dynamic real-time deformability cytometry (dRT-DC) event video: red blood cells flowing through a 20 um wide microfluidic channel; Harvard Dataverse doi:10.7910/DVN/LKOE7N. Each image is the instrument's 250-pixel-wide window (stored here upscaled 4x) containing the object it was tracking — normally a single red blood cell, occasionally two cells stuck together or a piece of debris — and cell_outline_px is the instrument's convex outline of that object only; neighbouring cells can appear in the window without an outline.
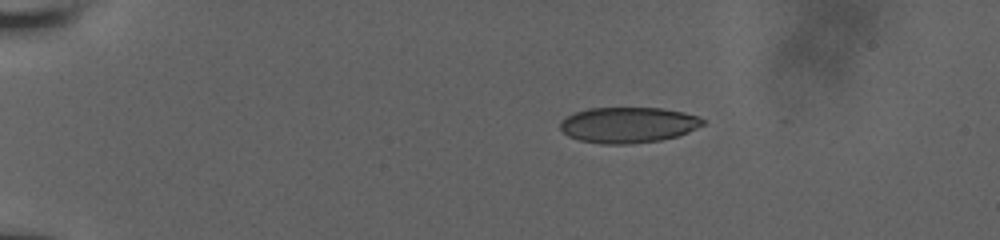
{"species": "human", "species_latin": "Homo sapiens", "temperature_condition": "room temperature", "stored_images_in_passage": 15, "camera_frame_rate_fps": 3000, "um_per_image_px": 0.085, "donor": {"sex": "male"}, "frame": {"image": 1, "passage_image": 1, "time_ms": 0.0, "image_size_px": [1000, 240], "cell_outline_px": [[704, 124], [688, 132], [676, 136], [660, 140], [628, 144], [600, 144], [580, 140], [568, 136], [560, 128], [560, 124], [568, 116], [576, 112], [588, 108], [660, 108], [684, 112], [700, 116], [704, 120]], "centroid_in_image_um": [53.41, 10.62], "position_along_channel_um": 31.6, "area_um2": 29.54}}
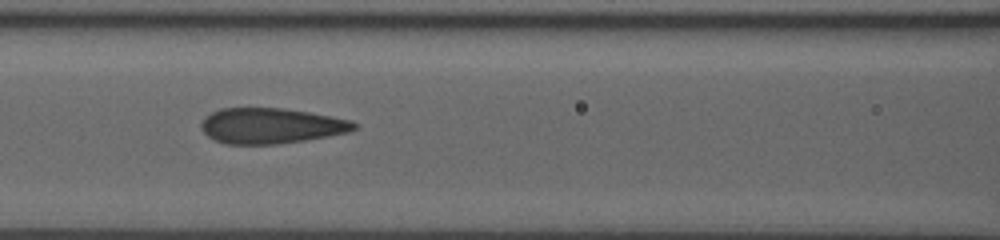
{"frame": {"image": 2, "passage_image": 9, "time_ms": 5.0, "image_size_px": [1000, 240], "cell_outline_px": [[356, 128], [348, 132], [328, 136], [304, 140], [276, 144], [224, 144], [208, 136], [204, 132], [200, 124], [204, 116], [220, 108], [280, 108], [308, 112], [352, 120], [356, 124]], "centroid_in_image_um": [23.0, 10.69], "position_along_channel_um": 143.6, "area_um2": 31.5}}
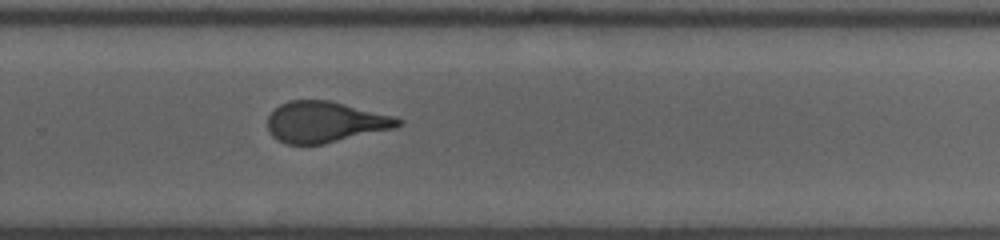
{"frame": {"image": 3, "passage_image": 15, "time_ms": 9.0, "image_size_px": [1000, 240], "cell_outline_px": [[404, 124], [396, 128], [324, 144], [284, 144], [276, 140], [268, 132], [268, 116], [280, 104], [288, 100], [328, 100], [392, 116], [404, 120]], "centroid_in_image_um": [27.62, 10.38], "position_along_channel_um": 302.2, "area_um2": 31.21}}